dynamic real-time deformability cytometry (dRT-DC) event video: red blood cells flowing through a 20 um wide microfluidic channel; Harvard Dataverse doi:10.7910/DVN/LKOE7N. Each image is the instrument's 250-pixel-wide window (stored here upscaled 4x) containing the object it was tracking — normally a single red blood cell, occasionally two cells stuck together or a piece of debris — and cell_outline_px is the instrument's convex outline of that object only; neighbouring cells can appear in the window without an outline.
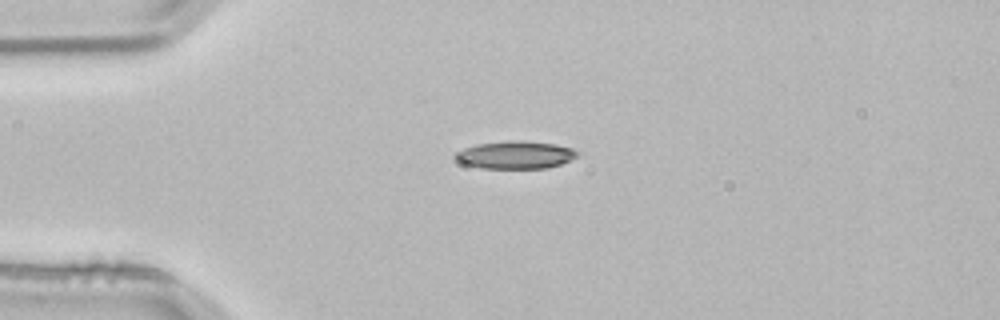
{"species": "common noctule bat (a hibernating species)", "species_latin": "Nyctalus noctula", "temperature_condition": "room temperature", "stored_images_in_passage": 2, "camera_frame_rate_fps": 3000, "um_per_image_px": 0.085, "animal": {"sex": "male", "body_mass_g": 21.5, "forearm_length_mm": 52.0}, "frame": {"image": 1, "passage_image": 1, "time_ms": 0.0, "image_size_px": [1000, 320], "cell_outline_px": [[576, 156], [560, 164], [548, 168], [480, 168], [464, 164], [456, 160], [452, 156], [456, 152], [464, 148], [476, 144], [508, 140], [524, 140], [556, 144], [572, 148], [576, 152]], "centroid_in_image_um": [43.74, 13.15], "position_along_channel_um": 41.3, "area_um2": 19.71}}